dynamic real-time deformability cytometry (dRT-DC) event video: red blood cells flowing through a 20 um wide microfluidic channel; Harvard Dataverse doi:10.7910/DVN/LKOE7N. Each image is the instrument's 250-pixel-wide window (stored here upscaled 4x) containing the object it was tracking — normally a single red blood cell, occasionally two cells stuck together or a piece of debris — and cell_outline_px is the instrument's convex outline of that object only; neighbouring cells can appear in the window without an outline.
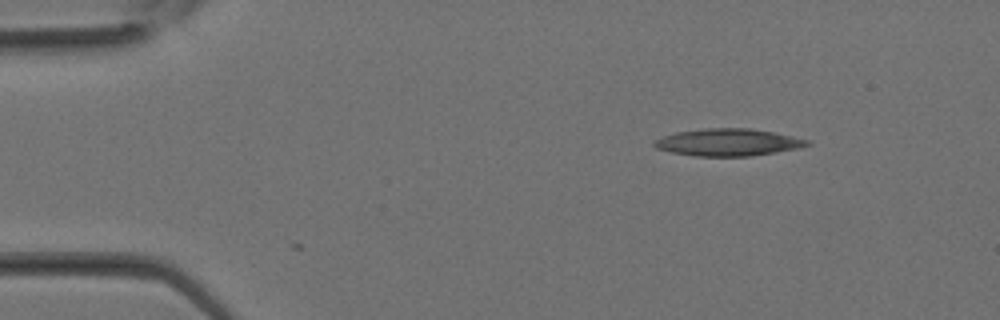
{"species": "Egyptian fruit bat (a non-hibernating species)", "species_latin": "Rousettus aegyptiacus", "temperature_condition": "room temperature", "stored_images_in_passage": 29, "camera_frame_rate_fps": 3000, "um_per_image_px": 0.085, "animal": {"sex": "female"}, "frame": {"image": 1, "passage_image": 1, "time_ms": 0.0, "image_size_px": [1000, 320], "cell_outline_px": [[812, 144], [800, 148], [776, 152], [748, 156], [696, 156], [672, 152], [656, 148], [652, 144], [652, 140], [676, 132], [704, 128], [748, 128], [772, 132], [792, 136], [808, 140]], "centroid_in_image_um": [61.87, 12.09], "position_along_channel_um": 23.1, "area_um2": 24.16}}
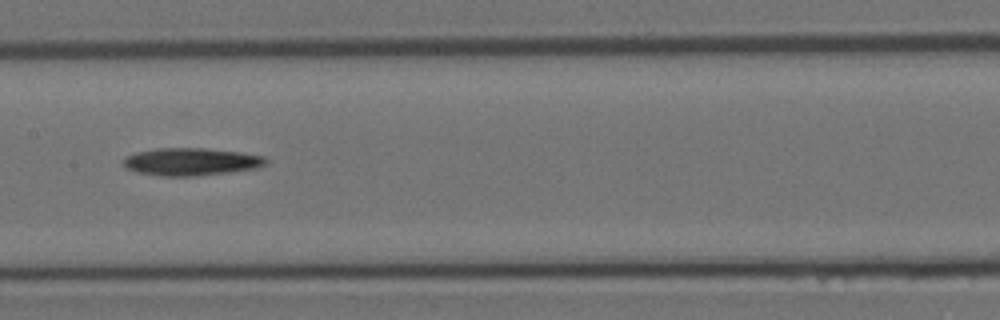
{"frame": {"image": 2, "passage_image": 13, "time_ms": 4.0, "image_size_px": [1000, 320], "cell_outline_px": [[268, 164], [256, 168], [228, 172], [196, 176], [160, 176], [136, 172], [128, 168], [124, 164], [124, 156], [136, 152], [156, 148], [208, 148], [240, 152], [264, 156], [268, 160]], "centroid_in_image_um": [16.25, 13.74], "position_along_channel_um": 191.1, "area_um2": 23.0}}
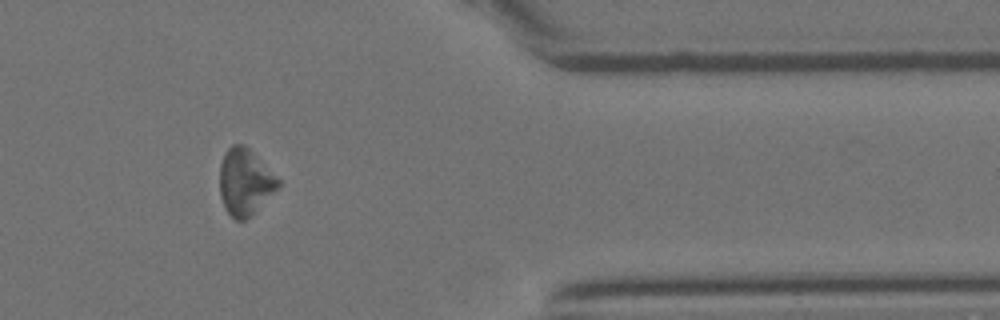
{"frame": {"image": 3, "passage_image": 24, "time_ms": 7.667, "image_size_px": [1000, 320], "cell_outline_px": [[280, 184], [244, 220], [236, 220], [224, 208], [220, 196], [220, 164], [224, 152], [232, 144], [244, 144], [280, 180]], "centroid_in_image_um": [20.76, 15.42], "position_along_channel_um": 390.6, "area_um2": 21.91}}